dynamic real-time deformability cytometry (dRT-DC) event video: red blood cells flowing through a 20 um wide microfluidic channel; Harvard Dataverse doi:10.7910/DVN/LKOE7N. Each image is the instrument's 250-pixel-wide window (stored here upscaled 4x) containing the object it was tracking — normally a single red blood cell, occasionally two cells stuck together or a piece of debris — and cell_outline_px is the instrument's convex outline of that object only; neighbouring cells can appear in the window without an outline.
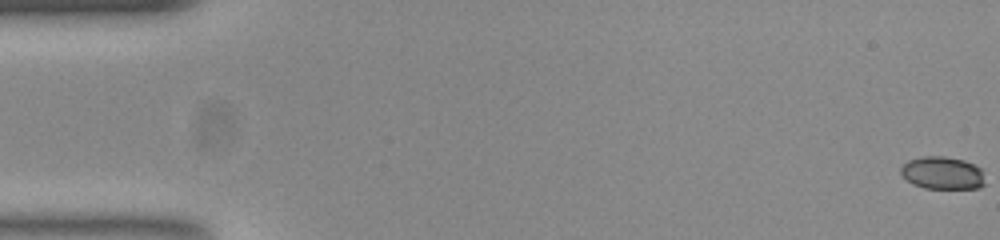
{"species": "common noctule bat (a hibernating species)", "species_latin": "Nyctalus noctula", "temperature_condition": "room temperature", "stored_images_in_passage": 54, "camera_frame_rate_fps": 3000, "um_per_image_px": 0.085, "animal": {"sex": "female", "body_mass_g": 23.0, "forearm_length_mm": 53.4}, "frame": {"image": 1, "passage_image": 1, "time_ms": 0.0, "image_size_px": [1000, 240], "cell_outline_px": [[984, 184], [980, 188], [924, 188], [912, 184], [900, 172], [900, 168], [908, 160], [924, 156], [944, 156], [964, 160], [980, 168]], "centroid_in_image_um": [80.08, 14.7], "position_along_channel_um": 4.9, "area_um2": 15.84}}
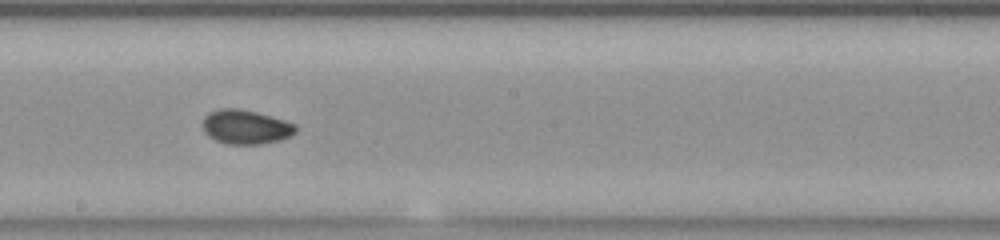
{"frame": {"image": 2, "passage_image": 30, "time_ms": 9.667, "image_size_px": [1000, 240], "cell_outline_px": [[296, 132], [292, 136], [280, 140], [260, 144], [228, 144], [216, 140], [208, 136], [204, 132], [204, 116], [208, 112], [220, 108], [240, 108], [256, 112], [284, 120], [296, 124]], "centroid_in_image_um": [20.89, 10.79], "position_along_channel_um": 227.3, "area_um2": 18.61}}
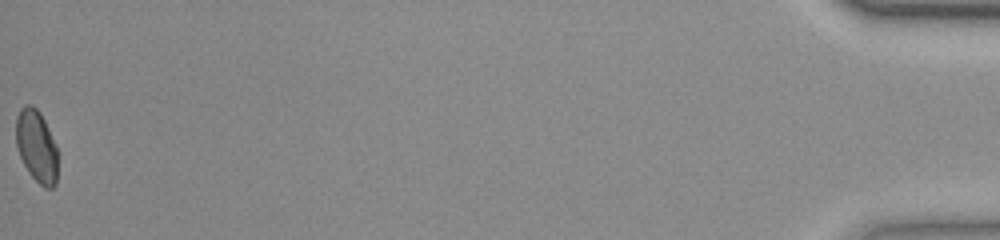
{"frame": {"image": 3, "passage_image": 54, "time_ms": 17.667, "image_size_px": [1000, 240], "cell_outline_px": [[56, 184], [52, 188], [44, 188], [28, 172], [20, 156], [16, 144], [16, 116], [20, 108], [24, 104], [32, 104], [40, 112], [56, 144]], "centroid_in_image_um": [3.08, 12.39], "position_along_channel_um": 432.1, "area_um2": 17.51}, "authors_computed_cell_mechanics": {"area_um2": 17.629, "velocity_mm_per_s": 3.8832, "shape_relaxation_time_tau1_ms": 4.4938, "shape_relaxation_time_tau2_ms": 1.7245, "deformation_change_tau1": 0.1238, "deformation_change_tau2": 0.0452}}